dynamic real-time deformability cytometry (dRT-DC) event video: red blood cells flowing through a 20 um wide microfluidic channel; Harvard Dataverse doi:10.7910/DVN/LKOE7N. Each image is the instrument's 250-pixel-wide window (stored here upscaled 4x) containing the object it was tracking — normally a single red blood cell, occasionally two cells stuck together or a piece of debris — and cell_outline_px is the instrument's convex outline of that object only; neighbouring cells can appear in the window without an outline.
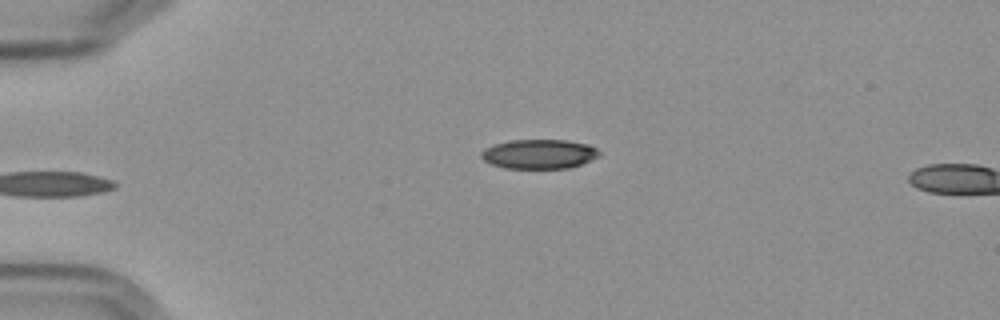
{"species": "Egyptian fruit bat (a non-hibernating species)", "species_latin": "Rousettus aegyptiacus", "temperature_condition": "cold", "stored_images_in_passage": 4, "camera_frame_rate_fps": 3000, "um_per_image_px": 0.085, "frame": {"image": 1, "passage_image": 4, "time_ms": 4.667, "image_size_px": [1000, 320], "cell_outline_px": [[600, 156], [580, 164], [568, 168], [504, 168], [492, 164], [484, 160], [480, 156], [480, 152], [484, 148], [492, 144], [508, 140], [564, 140], [588, 144], [596, 148], [600, 152]], "centroid_in_image_um": [45.79, 13.08], "position_along_channel_um": 39.2, "area_um2": 20.29}}